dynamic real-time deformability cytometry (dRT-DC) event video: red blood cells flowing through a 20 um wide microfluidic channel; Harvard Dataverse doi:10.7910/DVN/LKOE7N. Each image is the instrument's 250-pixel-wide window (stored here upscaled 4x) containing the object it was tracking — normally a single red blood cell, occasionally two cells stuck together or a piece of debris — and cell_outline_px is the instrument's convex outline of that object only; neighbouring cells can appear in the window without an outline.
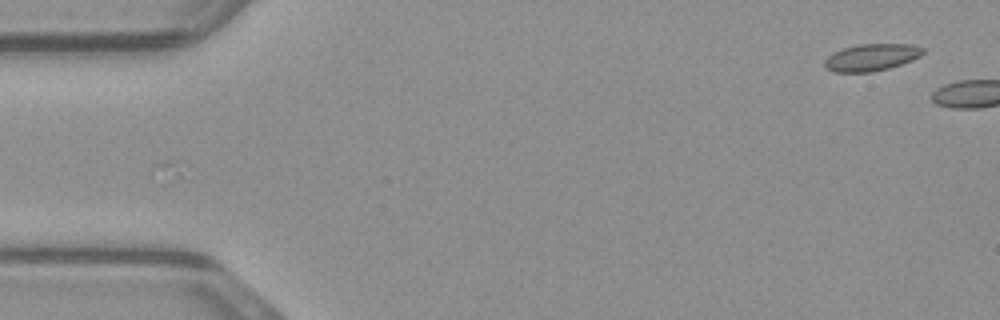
{"species": "common noctule bat (a hibernating species)", "species_latin": "Nyctalus noctula", "temperature_condition": "warm", "stored_images_in_passage": 4, "camera_frame_rate_fps": 3000, "um_per_image_px": 0.085, "animal": {"sex": "male", "body_mass_g": 23.1, "forearm_length_mm": 52.7}, "frame": {"image": 1, "passage_image": 1, "time_ms": 0.0, "image_size_px": [1000, 320], "cell_outline_px": [[924, 52], [920, 56], [912, 60], [888, 68], [872, 72], [832, 72], [824, 68], [824, 60], [832, 52], [844, 48], [860, 44], [912, 44], [924, 48]], "centroid_in_image_um": [74.04, 4.88], "position_along_channel_um": 11.0, "area_um2": 15.55}}